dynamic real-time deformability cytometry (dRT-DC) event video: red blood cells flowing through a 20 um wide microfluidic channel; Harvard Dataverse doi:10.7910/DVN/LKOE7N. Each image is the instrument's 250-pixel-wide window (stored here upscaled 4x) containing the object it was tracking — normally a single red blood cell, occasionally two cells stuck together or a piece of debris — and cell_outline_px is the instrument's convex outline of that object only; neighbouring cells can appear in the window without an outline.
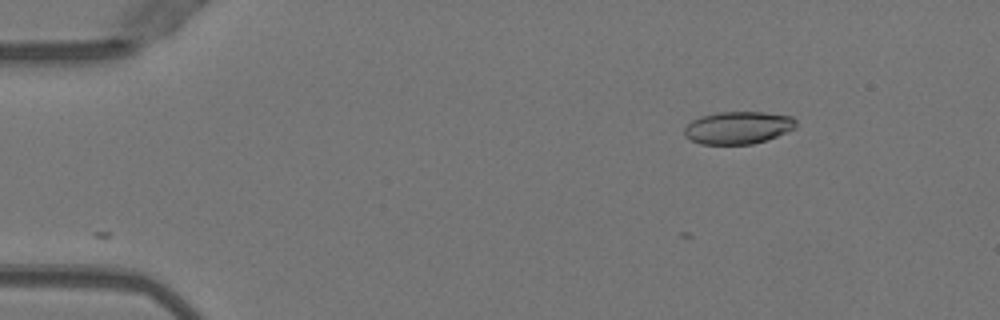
{"species": "Egyptian fruit bat (a non-hibernating species)", "species_latin": "Rousettus aegyptiacus", "temperature_condition": "warm", "stored_images_in_passage": 5, "camera_frame_rate_fps": 3000, "um_per_image_px": 0.085, "animal": {"sex": "female"}, "frame": {"image": 1, "passage_image": 1, "time_ms": 0.0, "image_size_px": [1000, 320], "cell_outline_px": [[796, 128], [776, 136], [752, 144], [700, 144], [684, 136], [684, 128], [692, 120], [700, 116], [716, 112], [764, 112], [792, 116], [796, 120]], "centroid_in_image_um": [62.72, 10.84], "position_along_channel_um": 22.3, "area_um2": 21.15}}